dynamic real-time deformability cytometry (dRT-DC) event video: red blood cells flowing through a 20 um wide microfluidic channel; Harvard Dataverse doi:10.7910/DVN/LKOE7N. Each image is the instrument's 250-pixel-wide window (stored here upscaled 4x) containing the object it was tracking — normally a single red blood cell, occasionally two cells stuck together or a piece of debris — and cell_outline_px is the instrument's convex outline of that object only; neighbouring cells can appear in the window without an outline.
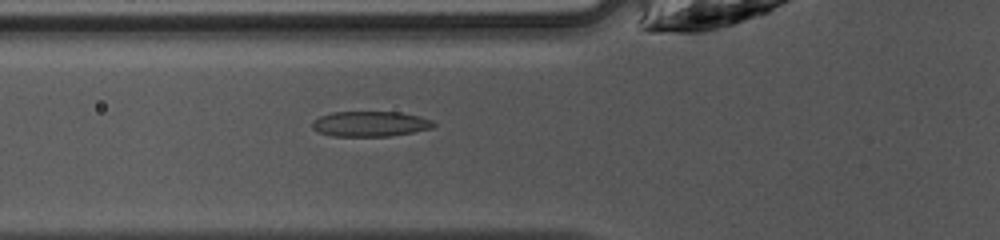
{"species": "common noctule bat (a hibernating species)", "species_latin": "Nyctalus noctula", "temperature_condition": "warm", "stored_images_in_passage": 44, "camera_frame_rate_fps": 3000, "um_per_image_px": 0.085, "animal": {"sex": "female", "body_mass_g": 10.0, "forearm_length_mm": 53.1}, "frame": {"image": 1, "passage_image": 17, "time_ms": 5.333, "image_size_px": [1000, 240], "cell_outline_px": [[436, 124], [432, 128], [412, 132], [388, 136], [332, 136], [316, 132], [312, 128], [312, 120], [320, 116], [332, 112], [400, 112], [420, 116], [432, 120]], "centroid_in_image_um": [31.44, 10.53], "position_along_channel_um": 94.4, "area_um2": 17.98}}
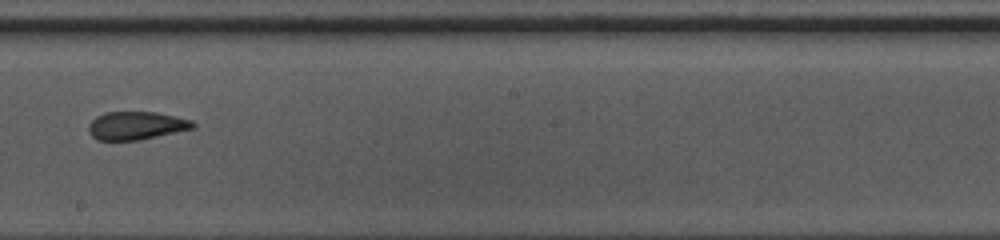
{"frame": {"image": 2, "passage_image": 27, "time_ms": 8.667, "image_size_px": [1000, 240], "cell_outline_px": [[196, 128], [140, 140], [96, 140], [88, 132], [88, 124], [96, 116], [104, 112], [156, 112], [176, 116], [192, 120], [196, 124]], "centroid_in_image_um": [11.59, 10.67], "position_along_channel_um": 236.6, "area_um2": 17.34}}
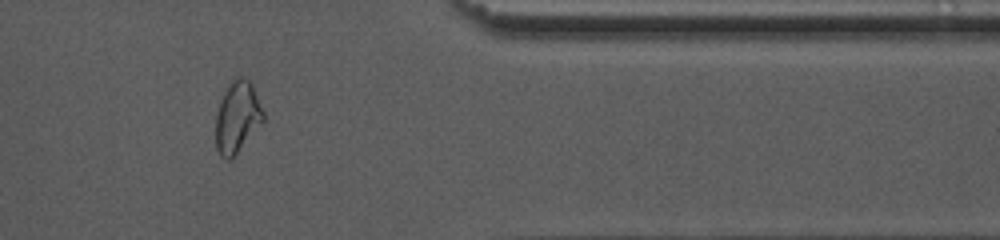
{"frame": {"image": 3, "passage_image": 39, "time_ms": 12.667, "image_size_px": [1000, 240], "cell_outline_px": [[264, 120], [236, 152], [228, 160], [224, 160], [220, 156], [216, 148], [216, 116], [228, 80], [236, 76], [244, 76], [252, 84], [264, 112]], "centroid_in_image_um": [20.16, 9.89], "position_along_channel_um": 391.2, "area_um2": 19.59}}